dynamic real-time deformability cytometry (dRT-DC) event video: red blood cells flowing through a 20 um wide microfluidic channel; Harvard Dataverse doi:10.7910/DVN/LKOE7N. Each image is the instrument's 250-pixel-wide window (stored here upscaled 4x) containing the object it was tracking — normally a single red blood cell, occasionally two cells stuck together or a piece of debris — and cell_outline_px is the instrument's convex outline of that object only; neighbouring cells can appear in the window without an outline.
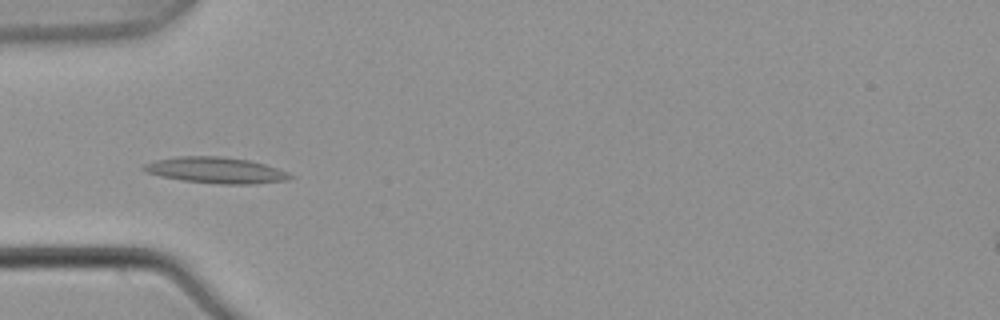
{"species": "common noctule bat (a hibernating species)", "species_latin": "Nyctalus noctula", "temperature_condition": "warm", "stored_images_in_passage": 6, "camera_frame_rate_fps": 3000, "um_per_image_px": 0.085, "animal": {"sex": "male", "body_mass_g": 21.5, "forearm_length_mm": 52.0}, "frame": {"image": 1, "passage_image": 6, "time_ms": 1.667, "image_size_px": [1000, 320], "cell_outline_px": [[296, 176], [288, 180], [256, 184], [220, 184], [184, 180], [160, 176], [148, 172], [140, 168], [144, 164], [156, 160], [176, 156], [224, 156], [248, 160], [264, 164], [288, 172]], "centroid_in_image_um": [18.38, 14.47], "position_along_channel_um": 66.6, "area_um2": 22.25}}